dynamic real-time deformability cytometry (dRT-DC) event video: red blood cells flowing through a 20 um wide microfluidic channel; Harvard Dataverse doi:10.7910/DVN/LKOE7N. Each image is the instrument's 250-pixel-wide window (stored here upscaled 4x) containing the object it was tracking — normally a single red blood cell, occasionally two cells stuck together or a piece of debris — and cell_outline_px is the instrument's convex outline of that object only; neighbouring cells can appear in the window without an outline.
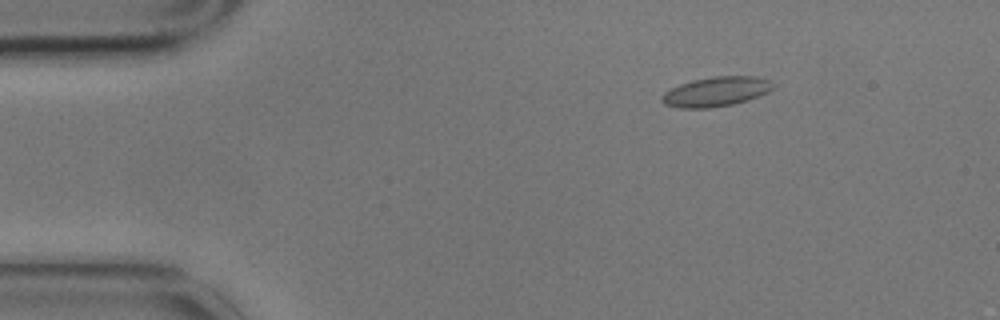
{"species": "common noctule bat (a hibernating species)", "species_latin": "Nyctalus noctula", "temperature_condition": "cold", "stored_images_in_passage": 8, "camera_frame_rate_fps": 3000, "um_per_image_px": 0.085, "animal": {"sex": "male", "body_mass_g": 17.9}, "frame": {"image": 1, "passage_image": 1, "time_ms": 0.0, "image_size_px": [1000, 320], "cell_outline_px": [[776, 84], [768, 92], [748, 100], [732, 104], [708, 108], [680, 108], [664, 104], [660, 100], [660, 96], [664, 92], [680, 84], [692, 80], [712, 76], [756, 76], [768, 80]], "centroid_in_image_um": [60.85, 7.78], "position_along_channel_um": 24.2, "area_um2": 19.25}}
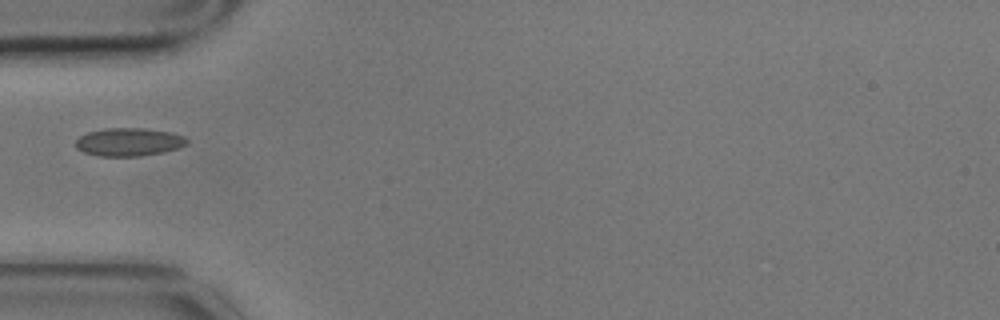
{"frame": {"image": 2, "passage_image": 4, "time_ms": 1.0, "image_size_px": [1000, 320], "cell_outline_px": [[188, 144], [180, 148], [164, 152], [140, 156], [100, 156], [84, 152], [76, 148], [76, 140], [80, 136], [88, 132], [104, 128], [144, 128], [172, 132], [184, 136], [188, 140]], "centroid_in_image_um": [10.99, 12.06], "position_along_channel_um": 74.0, "area_um2": 18.38}}